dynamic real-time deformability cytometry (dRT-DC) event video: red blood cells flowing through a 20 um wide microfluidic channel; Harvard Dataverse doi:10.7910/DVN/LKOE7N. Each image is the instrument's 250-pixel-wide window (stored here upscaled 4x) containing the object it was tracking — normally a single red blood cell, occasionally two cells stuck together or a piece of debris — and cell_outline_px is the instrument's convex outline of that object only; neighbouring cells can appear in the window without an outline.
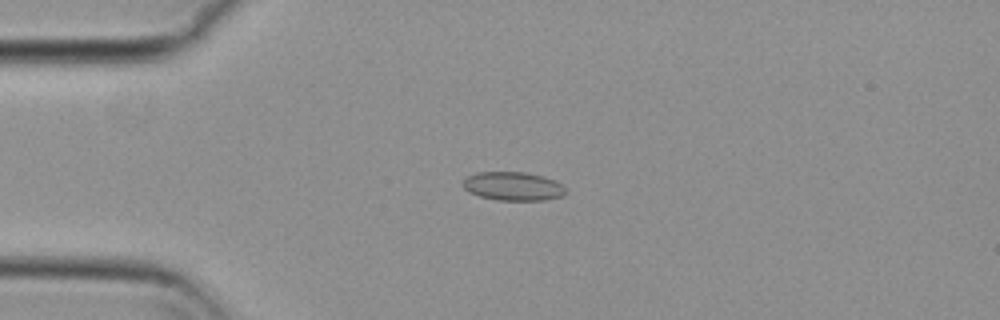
{"species": "common noctule bat (a hibernating species)", "species_latin": "Nyctalus noctula", "temperature_condition": "cold", "stored_images_in_passage": 56, "camera_frame_rate_fps": 3000, "um_per_image_px": 0.085, "animal": {"sex": "female", "body_mass_g": 29.2, "forearm_length_mm": 56.3}, "frame": {"image": 1, "passage_image": 14, "time_ms": 4.333, "image_size_px": [1000, 320], "cell_outline_px": [[568, 192], [564, 196], [544, 200], [496, 200], [480, 196], [468, 192], [460, 184], [468, 176], [476, 172], [524, 172], [544, 176], [568, 188]], "centroid_in_image_um": [43.62, 15.83], "position_along_channel_um": 41.4, "area_um2": 17.34}}
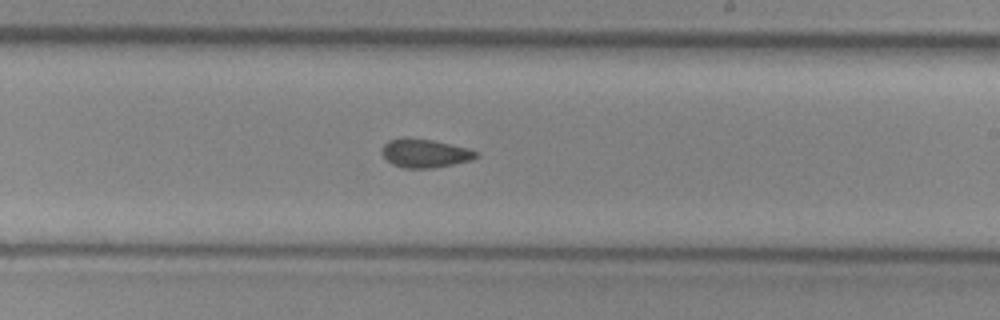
{"frame": {"image": 2, "passage_image": 33, "time_ms": 10.667, "image_size_px": [1000, 320], "cell_outline_px": [[480, 156], [472, 160], [432, 168], [404, 168], [392, 164], [380, 152], [384, 144], [388, 140], [400, 136], [404, 136], [432, 140], [468, 148], [476, 152]], "centroid_in_image_um": [36.08, 13.01], "position_along_channel_um": 252.9, "area_um2": 15.84}}
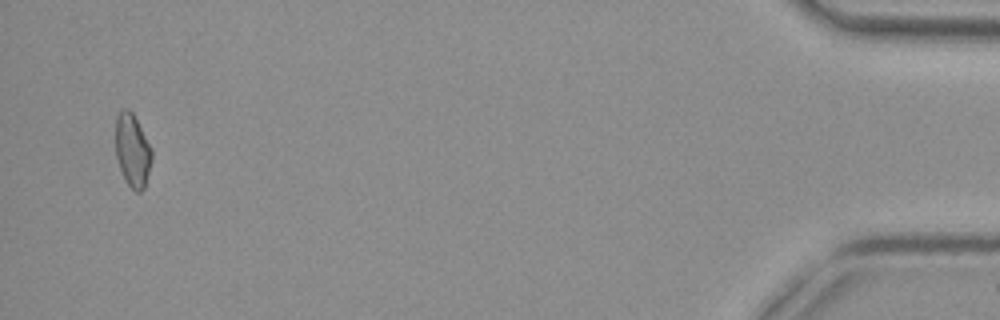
{"frame": {"image": 3, "passage_image": 54, "time_ms": 17.667, "image_size_px": [1000, 320], "cell_outline_px": [[152, 160], [144, 188], [140, 192], [136, 192], [124, 180], [116, 156], [116, 116], [120, 108], [128, 108], [132, 112], [152, 148]], "centroid_in_image_um": [11.25, 12.77], "position_along_channel_um": 423.9, "area_um2": 15.49}, "authors_computed_cell_mechanics": {"area_um2": 15.8372, "velocity_mm_per_s": 3.7245, "shape_relaxation_time_tau1_ms": null, "shape_relaxation_time_tau2_ms": 4.0163, "deformation_change_tau1": null, "deformation_change_tau2": 0.0823}}